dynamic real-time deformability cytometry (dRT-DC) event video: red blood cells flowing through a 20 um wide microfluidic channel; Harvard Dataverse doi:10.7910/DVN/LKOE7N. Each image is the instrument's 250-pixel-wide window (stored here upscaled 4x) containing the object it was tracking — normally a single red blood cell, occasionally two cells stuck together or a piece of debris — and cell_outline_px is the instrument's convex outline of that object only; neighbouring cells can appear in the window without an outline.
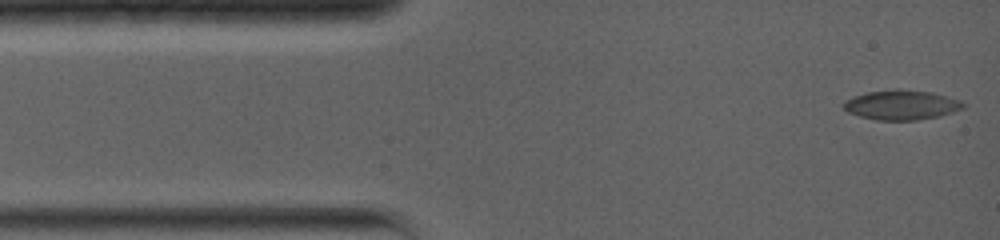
{"species": "common noctule bat (a hibernating species)", "species_latin": "Nyctalus noctula", "temperature_condition": "warm", "stored_images_in_passage": 56, "camera_frame_rate_fps": 5000, "um_per_image_px": 0.085, "animal": {"sex": "female", "body_mass_g": 19.0, "forearm_length_mm": 56.7}, "frame": {"image": 1, "passage_image": 1, "time_ms": 0.0, "image_size_px": [1000, 240], "cell_outline_px": [[964, 108], [940, 116], [916, 120], [876, 120], [860, 116], [848, 112], [844, 108], [844, 100], [852, 96], [868, 92], [896, 88], [900, 88], [932, 92], [960, 100], [964, 104]], "centroid_in_image_um": [76.61, 8.91], "position_along_channel_um": 8.4, "area_um2": 20.81}}
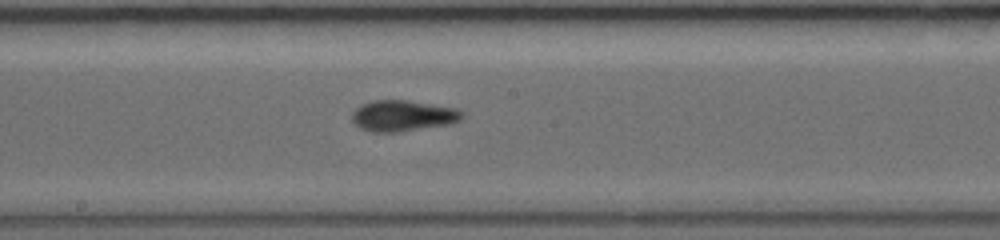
{"frame": {"image": 2, "passage_image": 25, "time_ms": 7.0, "image_size_px": [1000, 240], "cell_outline_px": [[464, 116], [460, 120], [452, 124], [396, 132], [372, 132], [360, 128], [352, 120], [352, 112], [356, 108], [372, 100], [408, 100], [456, 108], [464, 112]], "centroid_in_image_um": [34.27, 9.84], "position_along_channel_um": 213.9, "area_um2": 19.94}}
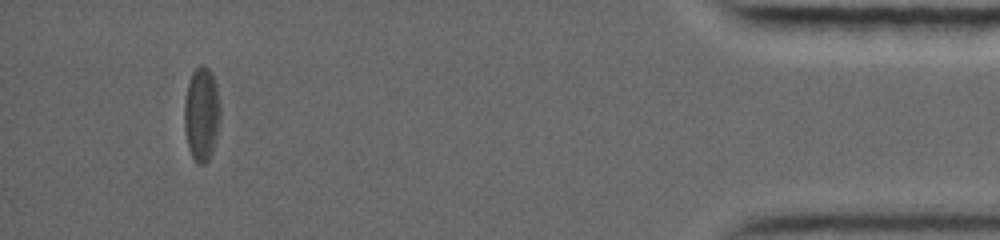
{"frame": {"image": 3, "passage_image": 48, "time_ms": 14.2, "image_size_px": [1000, 240], "cell_outline_px": [[220, 120], [212, 152], [208, 160], [204, 164], [196, 164], [188, 148], [184, 128], [184, 100], [188, 84], [192, 72], [200, 64], [204, 64], [212, 72], [216, 88], [220, 108]], "centroid_in_image_um": [17.12, 9.7], "position_along_channel_um": 418.1, "area_um2": 19.77}, "authors_computed_cell_mechanics": {"area_um2": 19.363, "velocity_mm_per_s": 3.9376, "shape_relaxation_time_tau1_ms": 5.1292, "shape_relaxation_time_tau2_ms": 1.9018, "deformation_change_tau1": 0.166, "deformation_change_tau2": 0.075}}